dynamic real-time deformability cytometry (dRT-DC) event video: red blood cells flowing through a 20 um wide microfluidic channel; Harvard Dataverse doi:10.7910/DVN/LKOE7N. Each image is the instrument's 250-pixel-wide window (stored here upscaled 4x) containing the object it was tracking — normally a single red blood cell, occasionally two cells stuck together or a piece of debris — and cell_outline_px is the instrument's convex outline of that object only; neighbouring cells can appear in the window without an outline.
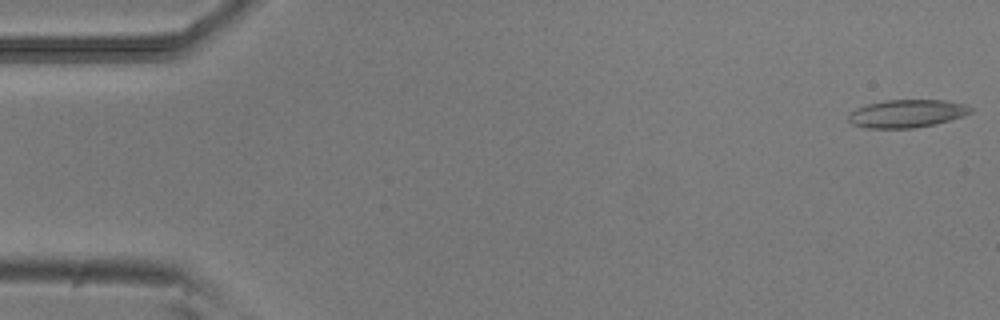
{"species": "common noctule bat (a hibernating species)", "species_latin": "Nyctalus noctula", "temperature_condition": "room temperature", "stored_images_in_passage": 18, "camera_frame_rate_fps": 3000, "um_per_image_px": 0.085, "animal": {"sex": "male", "body_mass_g": 20.5, "forearm_length_mm": 52.5}, "frame": {"image": 1, "passage_image": 1, "time_ms": 0.0, "image_size_px": [1000, 320], "cell_outline_px": [[972, 112], [964, 116], [936, 124], [912, 128], [864, 128], [852, 124], [848, 120], [848, 112], [856, 108], [868, 104], [884, 100], [944, 100], [964, 104], [972, 108]], "centroid_in_image_um": [77.06, 9.65], "position_along_channel_um": 7.9, "area_um2": 20.0}}
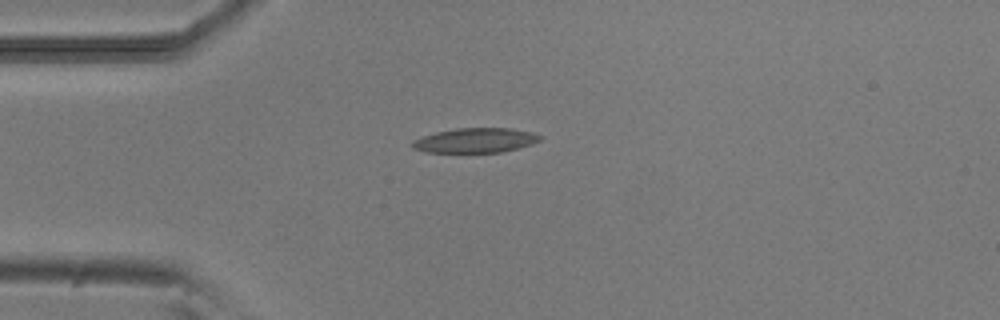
{"frame": {"image": 2, "passage_image": 13, "time_ms": 4.0, "image_size_px": [1000, 320], "cell_outline_px": [[544, 136], [540, 140], [532, 144], [520, 148], [500, 152], [424, 152], [412, 148], [412, 140], [436, 132], [456, 128], [512, 128], [532, 132]], "centroid_in_image_um": [40.44, 11.93], "position_along_channel_um": 44.6, "area_um2": 18.44}}
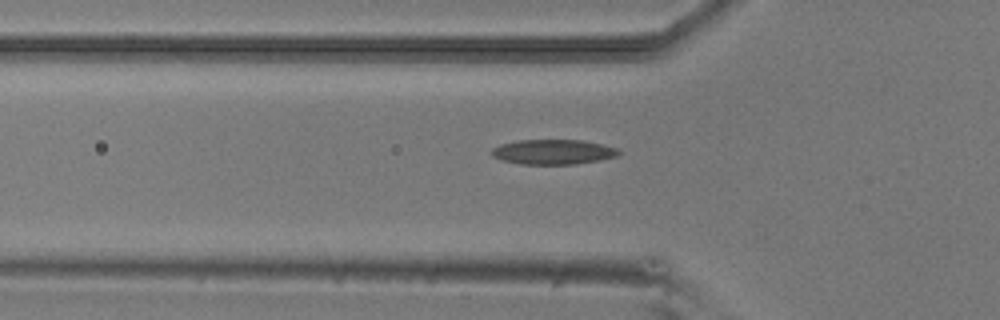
{"frame": {"image": 3, "passage_image": 17, "time_ms": 5.333, "image_size_px": [1000, 320], "cell_outline_px": [[620, 152], [616, 156], [600, 160], [576, 164], [520, 164], [500, 160], [492, 156], [488, 152], [492, 148], [500, 144], [516, 140], [584, 140], [616, 148]], "centroid_in_image_um": [46.94, 12.91], "position_along_channel_um": 78.9, "area_um2": 18.55}}